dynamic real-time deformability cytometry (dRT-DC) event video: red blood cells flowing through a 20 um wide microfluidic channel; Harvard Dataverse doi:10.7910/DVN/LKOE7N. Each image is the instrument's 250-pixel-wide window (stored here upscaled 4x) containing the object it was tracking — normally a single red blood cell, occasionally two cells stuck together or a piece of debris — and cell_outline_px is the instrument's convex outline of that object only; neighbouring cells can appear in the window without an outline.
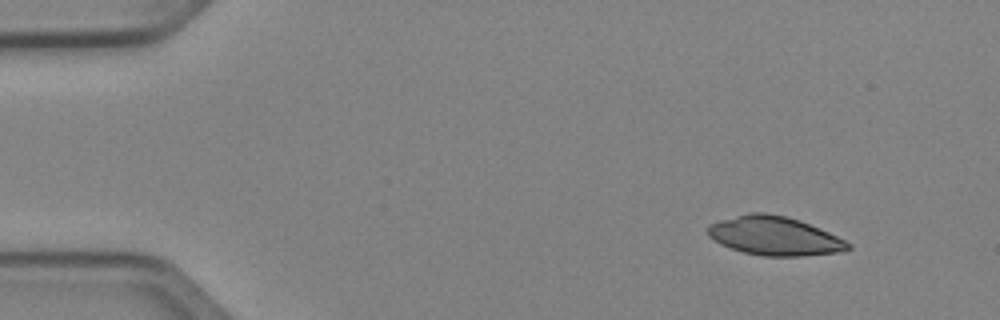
{"species": "Egyptian fruit bat (a non-hibernating species)", "species_latin": "Rousettus aegyptiacus", "temperature_condition": "cold", "stored_images_in_passage": 46, "camera_frame_rate_fps": 3000, "um_per_image_px": 0.085, "animal": {"sex": "female"}, "frame": {"image": 1, "passage_image": 1, "time_ms": 0.0, "image_size_px": [1000, 320], "cell_outline_px": [[852, 248], [844, 252], [800, 256], [764, 256], [744, 252], [720, 244], [708, 236], [708, 224], [720, 220], [748, 212], [764, 212], [784, 216], [800, 220], [828, 232], [852, 244]], "centroid_in_image_um": [65.84, 20.05], "position_along_channel_um": 19.2, "area_um2": 31.73}}
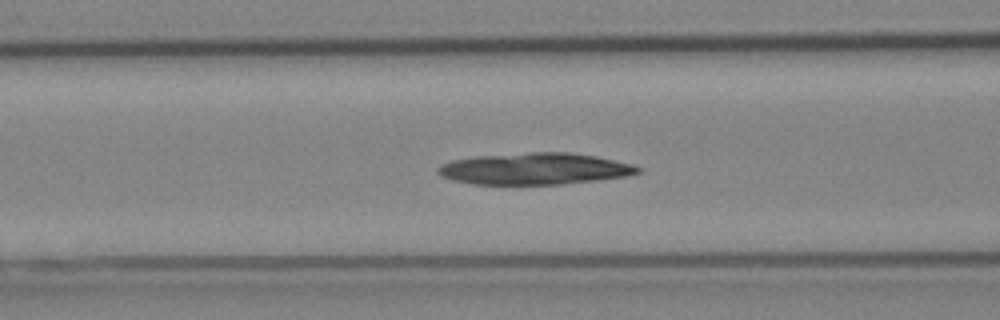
{"frame": {"image": 2, "passage_image": 16, "time_ms": 5.0, "image_size_px": [1000, 320], "cell_outline_px": [[640, 172], [624, 176], [596, 180], [564, 184], [472, 184], [452, 180], [440, 176], [436, 172], [436, 168], [440, 164], [452, 160], [476, 156], [532, 152], [568, 152], [596, 156], [632, 164], [640, 168]], "centroid_in_image_um": [45.38, 14.34], "position_along_channel_um": 121.2, "area_um2": 36.82}}
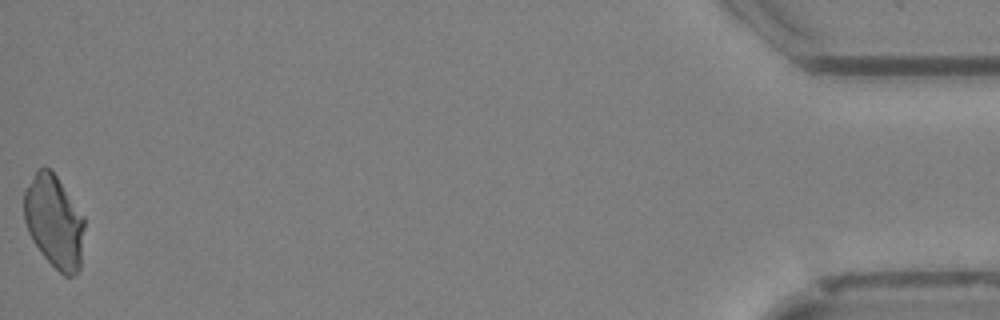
{"frame": {"image": 3, "passage_image": 46, "time_ms": 15.0, "image_size_px": [1000, 320], "cell_outline_px": [[84, 228], [80, 268], [76, 276], [64, 276], [40, 252], [32, 240], [28, 232], [24, 220], [24, 192], [36, 168], [48, 168], [56, 176], [84, 216]], "centroid_in_image_um": [4.6, 18.85], "position_along_channel_um": 430.6, "area_um2": 32.54}}